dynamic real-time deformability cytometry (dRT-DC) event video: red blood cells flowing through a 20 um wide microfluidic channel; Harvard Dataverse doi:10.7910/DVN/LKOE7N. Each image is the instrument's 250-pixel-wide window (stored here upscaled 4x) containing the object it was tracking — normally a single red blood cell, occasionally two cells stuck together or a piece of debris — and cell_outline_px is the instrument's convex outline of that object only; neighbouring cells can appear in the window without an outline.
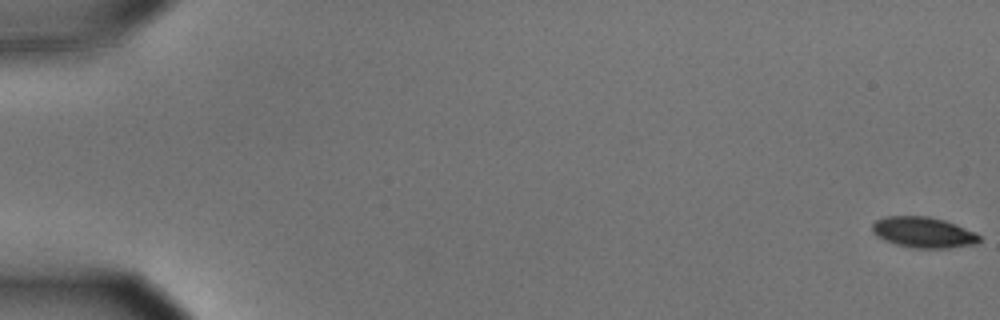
{"species": "common noctule bat (a hibernating species)", "species_latin": "Nyctalus noctula", "temperature_condition": "cold", "stored_images_in_passage": 57, "camera_frame_rate_fps": 3000, "um_per_image_px": 0.085, "animal": {"sex": "male", "body_mass_g": 15.6}, "frame": {"image": 1, "passage_image": 1, "time_ms": 0.0, "image_size_px": [1000, 320], "cell_outline_px": [[980, 240], [976, 244], [948, 248], [916, 248], [896, 244], [884, 240], [876, 236], [872, 232], [872, 224], [876, 220], [884, 216], [928, 216], [944, 220], [956, 224], [976, 232], [980, 236]], "centroid_in_image_um": [78.48, 19.74], "position_along_channel_um": 6.5, "area_um2": 19.31}}
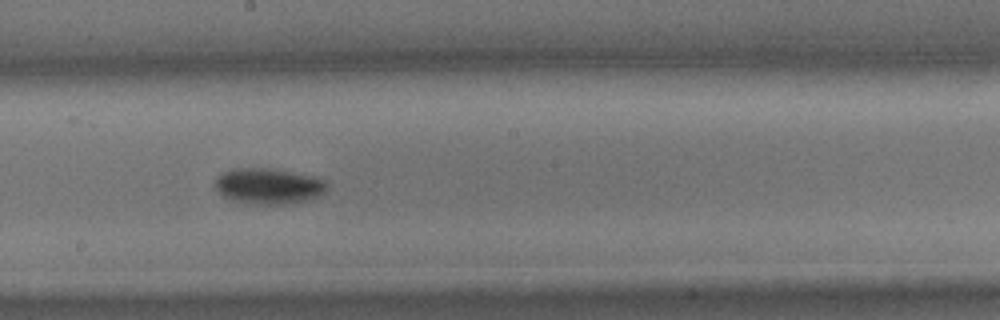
{"frame": {"image": 2, "passage_image": 33, "time_ms": 10.667, "image_size_px": [1000, 320], "cell_outline_px": [[328, 188], [324, 192], [316, 196], [292, 204], [252, 204], [232, 200], [224, 196], [212, 184], [216, 176], [224, 172], [236, 168], [268, 168], [312, 176], [324, 180], [328, 184]], "centroid_in_image_um": [22.78, 15.82], "position_along_channel_um": 225.4, "area_um2": 23.24}}
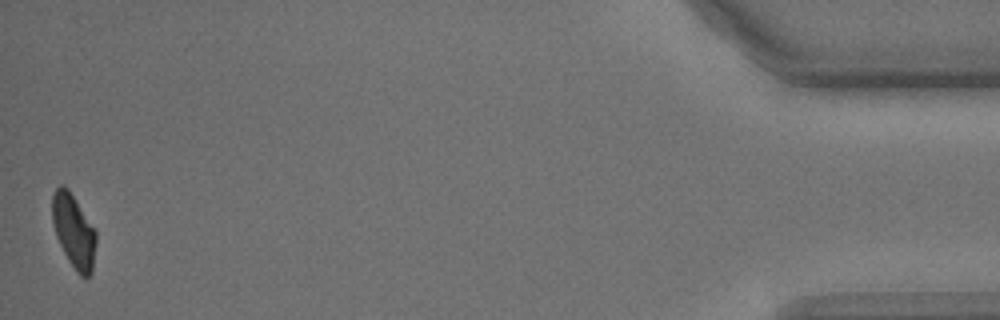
{"frame": {"image": 3, "passage_image": 57, "time_ms": 18.667, "image_size_px": [1000, 320], "cell_outline_px": [[96, 244], [92, 272], [84, 280], [76, 272], [68, 260], [56, 236], [52, 220], [52, 192], [60, 184], [64, 184], [68, 188], [96, 232]], "centroid_in_image_um": [6.25, 19.65], "position_along_channel_um": 428.9, "area_um2": 18.79}, "authors_computed_cell_mechanics": {"area_um2": 20.7502, "velocity_mm_per_s": 3.5947, "shape_relaxation_time_tau1_ms": 2.2215, "shape_relaxation_time_tau2_ms": null, "deformation_change_tau1": 0.1022, "deformation_change_tau2": null}}